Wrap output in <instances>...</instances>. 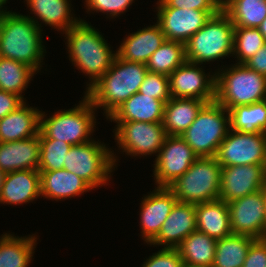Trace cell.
Instances as JSON below:
<instances>
[{"mask_svg": "<svg viewBox=\"0 0 266 267\" xmlns=\"http://www.w3.org/2000/svg\"><path fill=\"white\" fill-rule=\"evenodd\" d=\"M81 19L70 27L64 37L69 60L76 69L88 76L85 92L112 66L117 52L111 50L101 32Z\"/></svg>", "mask_w": 266, "mask_h": 267, "instance_id": "1", "label": "cell"}, {"mask_svg": "<svg viewBox=\"0 0 266 267\" xmlns=\"http://www.w3.org/2000/svg\"><path fill=\"white\" fill-rule=\"evenodd\" d=\"M147 72L146 64L129 62L116 55L112 66L84 94L96 110L103 109L107 119L139 91Z\"/></svg>", "mask_w": 266, "mask_h": 267, "instance_id": "2", "label": "cell"}, {"mask_svg": "<svg viewBox=\"0 0 266 267\" xmlns=\"http://www.w3.org/2000/svg\"><path fill=\"white\" fill-rule=\"evenodd\" d=\"M42 31L28 16L11 10L0 19V57L24 63L39 73L46 53Z\"/></svg>", "mask_w": 266, "mask_h": 267, "instance_id": "3", "label": "cell"}, {"mask_svg": "<svg viewBox=\"0 0 266 267\" xmlns=\"http://www.w3.org/2000/svg\"><path fill=\"white\" fill-rule=\"evenodd\" d=\"M215 101L230 110L266 100V76L234 63L215 72Z\"/></svg>", "mask_w": 266, "mask_h": 267, "instance_id": "4", "label": "cell"}, {"mask_svg": "<svg viewBox=\"0 0 266 267\" xmlns=\"http://www.w3.org/2000/svg\"><path fill=\"white\" fill-rule=\"evenodd\" d=\"M95 111L97 112L85 95L72 109H61L49 117L41 111L40 132L48 139L63 141L72 146L87 143L94 140L90 135L93 136L97 123Z\"/></svg>", "mask_w": 266, "mask_h": 267, "instance_id": "5", "label": "cell"}, {"mask_svg": "<svg viewBox=\"0 0 266 267\" xmlns=\"http://www.w3.org/2000/svg\"><path fill=\"white\" fill-rule=\"evenodd\" d=\"M233 41L234 25L221 9L185 43L186 60L202 65L231 57Z\"/></svg>", "mask_w": 266, "mask_h": 267, "instance_id": "6", "label": "cell"}, {"mask_svg": "<svg viewBox=\"0 0 266 267\" xmlns=\"http://www.w3.org/2000/svg\"><path fill=\"white\" fill-rule=\"evenodd\" d=\"M111 150L99 140L73 145L66 154L63 169L75 173L93 189L102 187L108 184L111 173L117 168L118 157Z\"/></svg>", "mask_w": 266, "mask_h": 267, "instance_id": "7", "label": "cell"}, {"mask_svg": "<svg viewBox=\"0 0 266 267\" xmlns=\"http://www.w3.org/2000/svg\"><path fill=\"white\" fill-rule=\"evenodd\" d=\"M221 165L215 157H198L168 188L177 202L199 204L219 198Z\"/></svg>", "mask_w": 266, "mask_h": 267, "instance_id": "8", "label": "cell"}, {"mask_svg": "<svg viewBox=\"0 0 266 267\" xmlns=\"http://www.w3.org/2000/svg\"><path fill=\"white\" fill-rule=\"evenodd\" d=\"M229 129V111L212 101L201 108L181 137L198 157H215Z\"/></svg>", "mask_w": 266, "mask_h": 267, "instance_id": "9", "label": "cell"}, {"mask_svg": "<svg viewBox=\"0 0 266 267\" xmlns=\"http://www.w3.org/2000/svg\"><path fill=\"white\" fill-rule=\"evenodd\" d=\"M114 140L119 150L127 155L157 157L167 136L162 123L148 122H114ZM157 154V155H156Z\"/></svg>", "mask_w": 266, "mask_h": 267, "instance_id": "10", "label": "cell"}, {"mask_svg": "<svg viewBox=\"0 0 266 267\" xmlns=\"http://www.w3.org/2000/svg\"><path fill=\"white\" fill-rule=\"evenodd\" d=\"M215 158L221 167L262 165L266 169V133H242L229 129Z\"/></svg>", "mask_w": 266, "mask_h": 267, "instance_id": "11", "label": "cell"}, {"mask_svg": "<svg viewBox=\"0 0 266 267\" xmlns=\"http://www.w3.org/2000/svg\"><path fill=\"white\" fill-rule=\"evenodd\" d=\"M198 156L181 136L167 135L154 162L157 187H169L182 176Z\"/></svg>", "mask_w": 266, "mask_h": 267, "instance_id": "12", "label": "cell"}, {"mask_svg": "<svg viewBox=\"0 0 266 267\" xmlns=\"http://www.w3.org/2000/svg\"><path fill=\"white\" fill-rule=\"evenodd\" d=\"M233 234L266 238V212L262 190L227 202Z\"/></svg>", "mask_w": 266, "mask_h": 267, "instance_id": "13", "label": "cell"}, {"mask_svg": "<svg viewBox=\"0 0 266 267\" xmlns=\"http://www.w3.org/2000/svg\"><path fill=\"white\" fill-rule=\"evenodd\" d=\"M200 64L185 61L169 75L171 98H196L207 103L215 101V72L205 73Z\"/></svg>", "mask_w": 266, "mask_h": 267, "instance_id": "14", "label": "cell"}, {"mask_svg": "<svg viewBox=\"0 0 266 267\" xmlns=\"http://www.w3.org/2000/svg\"><path fill=\"white\" fill-rule=\"evenodd\" d=\"M219 11L156 7L157 23L161 26L166 40L180 41L185 44L212 15Z\"/></svg>", "mask_w": 266, "mask_h": 267, "instance_id": "15", "label": "cell"}, {"mask_svg": "<svg viewBox=\"0 0 266 267\" xmlns=\"http://www.w3.org/2000/svg\"><path fill=\"white\" fill-rule=\"evenodd\" d=\"M266 181L265 168L262 165H237L221 168L220 200L234 201L259 191Z\"/></svg>", "mask_w": 266, "mask_h": 267, "instance_id": "16", "label": "cell"}, {"mask_svg": "<svg viewBox=\"0 0 266 267\" xmlns=\"http://www.w3.org/2000/svg\"><path fill=\"white\" fill-rule=\"evenodd\" d=\"M143 197L139 223L142 239L149 244L158 235L177 199L168 187L156 186L155 190Z\"/></svg>", "mask_w": 266, "mask_h": 267, "instance_id": "17", "label": "cell"}, {"mask_svg": "<svg viewBox=\"0 0 266 267\" xmlns=\"http://www.w3.org/2000/svg\"><path fill=\"white\" fill-rule=\"evenodd\" d=\"M196 230L195 204L176 202L158 235L148 245L176 248Z\"/></svg>", "mask_w": 266, "mask_h": 267, "instance_id": "18", "label": "cell"}, {"mask_svg": "<svg viewBox=\"0 0 266 267\" xmlns=\"http://www.w3.org/2000/svg\"><path fill=\"white\" fill-rule=\"evenodd\" d=\"M40 162V132L35 137L0 142V169L7 173L18 170H38Z\"/></svg>", "mask_w": 266, "mask_h": 267, "instance_id": "19", "label": "cell"}, {"mask_svg": "<svg viewBox=\"0 0 266 267\" xmlns=\"http://www.w3.org/2000/svg\"><path fill=\"white\" fill-rule=\"evenodd\" d=\"M121 42L119 48L115 50L117 55L129 62H139L146 64L150 56L166 40L161 26L156 22L136 32L129 33Z\"/></svg>", "mask_w": 266, "mask_h": 267, "instance_id": "20", "label": "cell"}, {"mask_svg": "<svg viewBox=\"0 0 266 267\" xmlns=\"http://www.w3.org/2000/svg\"><path fill=\"white\" fill-rule=\"evenodd\" d=\"M40 196V172L38 170H18L6 174L0 204L11 206L29 204Z\"/></svg>", "mask_w": 266, "mask_h": 267, "instance_id": "21", "label": "cell"}, {"mask_svg": "<svg viewBox=\"0 0 266 267\" xmlns=\"http://www.w3.org/2000/svg\"><path fill=\"white\" fill-rule=\"evenodd\" d=\"M26 1L27 8L34 14V18L27 15L31 20H33L38 27L41 29V24L50 26L57 31H62L65 33L70 27L76 25L81 18L74 17L75 14L71 11L70 0H24ZM40 20L41 24H39Z\"/></svg>", "mask_w": 266, "mask_h": 267, "instance_id": "22", "label": "cell"}, {"mask_svg": "<svg viewBox=\"0 0 266 267\" xmlns=\"http://www.w3.org/2000/svg\"><path fill=\"white\" fill-rule=\"evenodd\" d=\"M40 115V109L30 107L25 101L15 111L0 119V142H14L38 135Z\"/></svg>", "mask_w": 266, "mask_h": 267, "instance_id": "23", "label": "cell"}, {"mask_svg": "<svg viewBox=\"0 0 266 267\" xmlns=\"http://www.w3.org/2000/svg\"><path fill=\"white\" fill-rule=\"evenodd\" d=\"M39 172L41 197L61 201L93 190L86 181L66 169Z\"/></svg>", "mask_w": 266, "mask_h": 267, "instance_id": "24", "label": "cell"}, {"mask_svg": "<svg viewBox=\"0 0 266 267\" xmlns=\"http://www.w3.org/2000/svg\"><path fill=\"white\" fill-rule=\"evenodd\" d=\"M165 103L139 92L133 94L108 118L114 122L162 123Z\"/></svg>", "mask_w": 266, "mask_h": 267, "instance_id": "25", "label": "cell"}, {"mask_svg": "<svg viewBox=\"0 0 266 267\" xmlns=\"http://www.w3.org/2000/svg\"><path fill=\"white\" fill-rule=\"evenodd\" d=\"M197 230L216 240L232 234L228 205L225 201L195 204Z\"/></svg>", "mask_w": 266, "mask_h": 267, "instance_id": "26", "label": "cell"}, {"mask_svg": "<svg viewBox=\"0 0 266 267\" xmlns=\"http://www.w3.org/2000/svg\"><path fill=\"white\" fill-rule=\"evenodd\" d=\"M206 103L196 98H171L164 105L162 124L166 134L181 136Z\"/></svg>", "mask_w": 266, "mask_h": 267, "instance_id": "27", "label": "cell"}, {"mask_svg": "<svg viewBox=\"0 0 266 267\" xmlns=\"http://www.w3.org/2000/svg\"><path fill=\"white\" fill-rule=\"evenodd\" d=\"M216 239L198 230L188 235L177 247L185 266L212 267L216 251Z\"/></svg>", "mask_w": 266, "mask_h": 267, "instance_id": "28", "label": "cell"}, {"mask_svg": "<svg viewBox=\"0 0 266 267\" xmlns=\"http://www.w3.org/2000/svg\"><path fill=\"white\" fill-rule=\"evenodd\" d=\"M35 234L28 236H14L6 233L0 236V267H28L31 263L35 246Z\"/></svg>", "mask_w": 266, "mask_h": 267, "instance_id": "29", "label": "cell"}, {"mask_svg": "<svg viewBox=\"0 0 266 267\" xmlns=\"http://www.w3.org/2000/svg\"><path fill=\"white\" fill-rule=\"evenodd\" d=\"M255 240L250 236L233 233L217 240L212 267H243L247 252Z\"/></svg>", "mask_w": 266, "mask_h": 267, "instance_id": "30", "label": "cell"}, {"mask_svg": "<svg viewBox=\"0 0 266 267\" xmlns=\"http://www.w3.org/2000/svg\"><path fill=\"white\" fill-rule=\"evenodd\" d=\"M222 10L234 27L258 28L266 18V0H224Z\"/></svg>", "mask_w": 266, "mask_h": 267, "instance_id": "31", "label": "cell"}, {"mask_svg": "<svg viewBox=\"0 0 266 267\" xmlns=\"http://www.w3.org/2000/svg\"><path fill=\"white\" fill-rule=\"evenodd\" d=\"M228 111L231 130L242 133H266V100L236 106Z\"/></svg>", "mask_w": 266, "mask_h": 267, "instance_id": "32", "label": "cell"}, {"mask_svg": "<svg viewBox=\"0 0 266 267\" xmlns=\"http://www.w3.org/2000/svg\"><path fill=\"white\" fill-rule=\"evenodd\" d=\"M37 73L28 65L0 57V90L18 95L24 102L22 93Z\"/></svg>", "mask_w": 266, "mask_h": 267, "instance_id": "33", "label": "cell"}, {"mask_svg": "<svg viewBox=\"0 0 266 267\" xmlns=\"http://www.w3.org/2000/svg\"><path fill=\"white\" fill-rule=\"evenodd\" d=\"M186 61L185 44L180 41L165 40L150 56L148 71L169 76Z\"/></svg>", "mask_w": 266, "mask_h": 267, "instance_id": "34", "label": "cell"}, {"mask_svg": "<svg viewBox=\"0 0 266 267\" xmlns=\"http://www.w3.org/2000/svg\"><path fill=\"white\" fill-rule=\"evenodd\" d=\"M266 43L258 28L234 27L233 58L244 64Z\"/></svg>", "mask_w": 266, "mask_h": 267, "instance_id": "35", "label": "cell"}, {"mask_svg": "<svg viewBox=\"0 0 266 267\" xmlns=\"http://www.w3.org/2000/svg\"><path fill=\"white\" fill-rule=\"evenodd\" d=\"M71 146L63 141L48 139L40 132V162L38 171L63 169L66 154Z\"/></svg>", "mask_w": 266, "mask_h": 267, "instance_id": "36", "label": "cell"}, {"mask_svg": "<svg viewBox=\"0 0 266 267\" xmlns=\"http://www.w3.org/2000/svg\"><path fill=\"white\" fill-rule=\"evenodd\" d=\"M138 92L168 102L171 99L169 76L148 71Z\"/></svg>", "mask_w": 266, "mask_h": 267, "instance_id": "37", "label": "cell"}, {"mask_svg": "<svg viewBox=\"0 0 266 267\" xmlns=\"http://www.w3.org/2000/svg\"><path fill=\"white\" fill-rule=\"evenodd\" d=\"M134 0H85V7L87 9V13L91 12H102L106 14L107 18H116L121 14L127 12L129 6L134 3Z\"/></svg>", "mask_w": 266, "mask_h": 267, "instance_id": "38", "label": "cell"}, {"mask_svg": "<svg viewBox=\"0 0 266 267\" xmlns=\"http://www.w3.org/2000/svg\"><path fill=\"white\" fill-rule=\"evenodd\" d=\"M141 267H185L176 248H162L143 262Z\"/></svg>", "mask_w": 266, "mask_h": 267, "instance_id": "39", "label": "cell"}, {"mask_svg": "<svg viewBox=\"0 0 266 267\" xmlns=\"http://www.w3.org/2000/svg\"><path fill=\"white\" fill-rule=\"evenodd\" d=\"M157 7L186 8L193 10H221L218 0H158Z\"/></svg>", "mask_w": 266, "mask_h": 267, "instance_id": "40", "label": "cell"}, {"mask_svg": "<svg viewBox=\"0 0 266 267\" xmlns=\"http://www.w3.org/2000/svg\"><path fill=\"white\" fill-rule=\"evenodd\" d=\"M243 267H266V238L256 239L251 244Z\"/></svg>", "mask_w": 266, "mask_h": 267, "instance_id": "41", "label": "cell"}, {"mask_svg": "<svg viewBox=\"0 0 266 267\" xmlns=\"http://www.w3.org/2000/svg\"><path fill=\"white\" fill-rule=\"evenodd\" d=\"M23 103L18 95L0 90V119L15 111Z\"/></svg>", "mask_w": 266, "mask_h": 267, "instance_id": "42", "label": "cell"}, {"mask_svg": "<svg viewBox=\"0 0 266 267\" xmlns=\"http://www.w3.org/2000/svg\"><path fill=\"white\" fill-rule=\"evenodd\" d=\"M248 68L266 76V43L250 59L244 63Z\"/></svg>", "mask_w": 266, "mask_h": 267, "instance_id": "43", "label": "cell"}, {"mask_svg": "<svg viewBox=\"0 0 266 267\" xmlns=\"http://www.w3.org/2000/svg\"><path fill=\"white\" fill-rule=\"evenodd\" d=\"M8 2V0H0V19L2 17H4L6 14H8L9 12H11L10 10L7 11L8 8H3L4 5Z\"/></svg>", "mask_w": 266, "mask_h": 267, "instance_id": "44", "label": "cell"}, {"mask_svg": "<svg viewBox=\"0 0 266 267\" xmlns=\"http://www.w3.org/2000/svg\"><path fill=\"white\" fill-rule=\"evenodd\" d=\"M259 31L264 37V40L266 41V18L262 21V23L258 27Z\"/></svg>", "mask_w": 266, "mask_h": 267, "instance_id": "45", "label": "cell"}, {"mask_svg": "<svg viewBox=\"0 0 266 267\" xmlns=\"http://www.w3.org/2000/svg\"><path fill=\"white\" fill-rule=\"evenodd\" d=\"M5 176H6V173L3 172V171L0 169V196H1L2 187H3V184H4V180H5Z\"/></svg>", "mask_w": 266, "mask_h": 267, "instance_id": "46", "label": "cell"}, {"mask_svg": "<svg viewBox=\"0 0 266 267\" xmlns=\"http://www.w3.org/2000/svg\"><path fill=\"white\" fill-rule=\"evenodd\" d=\"M262 192H263V197H264V202H265V212H266V181L264 183V186L262 187Z\"/></svg>", "mask_w": 266, "mask_h": 267, "instance_id": "47", "label": "cell"}]
</instances>
